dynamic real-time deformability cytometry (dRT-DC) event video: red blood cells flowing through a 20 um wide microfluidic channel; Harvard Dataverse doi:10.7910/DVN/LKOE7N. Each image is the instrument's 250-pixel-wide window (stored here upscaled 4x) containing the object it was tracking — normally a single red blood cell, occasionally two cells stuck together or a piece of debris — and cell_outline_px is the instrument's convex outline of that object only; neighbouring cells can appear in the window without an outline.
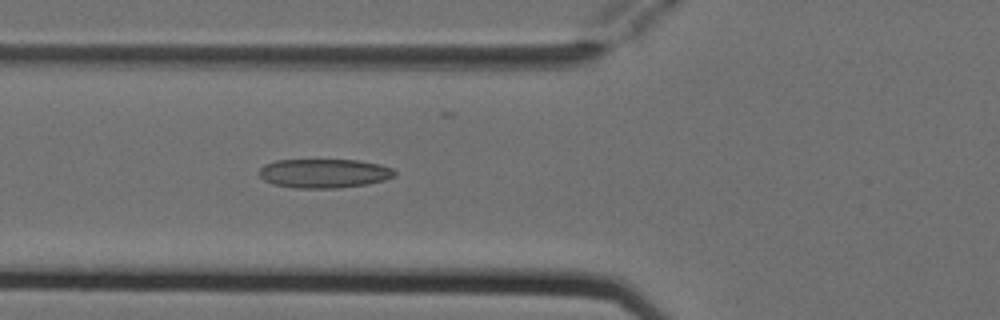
{"species": "Egyptian fruit bat (a non-hibernating species)", "species_latin": "Rousettus aegyptiacus", "temperature_condition": "cold", "stored_images_in_passage": 5, "camera_frame_rate_fps": 3000, "um_per_image_px": 0.085, "animal": {"sex": "female"}, "frame": {"image": 1, "passage_image": 5, "time_ms": 1.333, "image_size_px": [1000, 320], "cell_outline_px": [[396, 176], [384, 180], [368, 184], [340, 188], [296, 188], [272, 184], [264, 180], [260, 176], [260, 168], [264, 164], [276, 160], [356, 160], [380, 164], [392, 168], [396, 172]], "centroid_in_image_um": [27.56, 14.74], "position_along_channel_um": 98.2, "area_um2": 23.06}}